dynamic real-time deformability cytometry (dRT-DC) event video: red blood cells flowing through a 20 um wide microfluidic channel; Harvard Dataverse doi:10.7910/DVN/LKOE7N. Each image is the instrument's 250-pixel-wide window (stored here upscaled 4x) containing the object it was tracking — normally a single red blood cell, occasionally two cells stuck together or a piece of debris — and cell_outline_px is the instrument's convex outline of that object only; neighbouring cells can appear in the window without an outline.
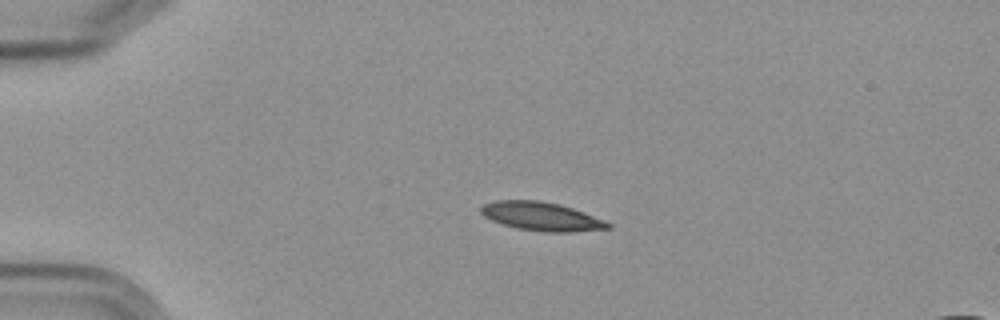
{"species": "Egyptian fruit bat (a non-hibernating species)", "species_latin": "Rousettus aegyptiacus", "temperature_condition": "cold", "stored_images_in_passage": 4, "camera_frame_rate_fps": 3000, "um_per_image_px": 0.085, "frame": {"image": 1, "passage_image": 3, "time_ms": 3.0, "image_size_px": [1000, 320], "cell_outline_px": [[612, 228], [568, 232], [544, 232], [516, 228], [492, 220], [484, 216], [480, 212], [480, 208], [484, 204], [496, 200], [540, 200], [572, 208], [604, 220], [612, 224]], "centroid_in_image_um": [46.01, 18.4], "position_along_channel_um": 39.0, "area_um2": 20.98}}